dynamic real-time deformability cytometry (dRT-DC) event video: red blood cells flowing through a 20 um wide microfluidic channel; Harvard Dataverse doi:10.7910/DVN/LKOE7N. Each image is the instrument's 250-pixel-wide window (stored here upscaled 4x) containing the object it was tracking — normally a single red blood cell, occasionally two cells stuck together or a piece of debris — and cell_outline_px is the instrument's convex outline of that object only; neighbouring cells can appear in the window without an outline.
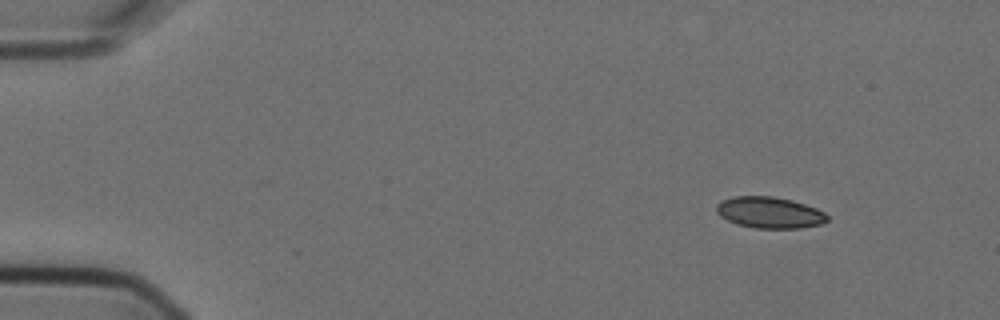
{"species": "Egyptian fruit bat (a non-hibernating species)", "species_latin": "Rousettus aegyptiacus", "temperature_condition": "cold", "stored_images_in_passage": 4, "camera_frame_rate_fps": 3000, "um_per_image_px": 0.085, "animal": {"sex": "female"}, "frame": {"image": 1, "passage_image": 1, "time_ms": 0.0, "image_size_px": [1000, 320], "cell_outline_px": [[828, 220], [824, 224], [800, 228], [756, 228], [736, 224], [720, 216], [716, 212], [716, 204], [720, 200], [732, 196], [772, 196], [792, 200], [816, 208], [824, 212], [828, 216]], "centroid_in_image_um": [65.4, 18.06], "position_along_channel_um": 19.6, "area_um2": 20.4}}
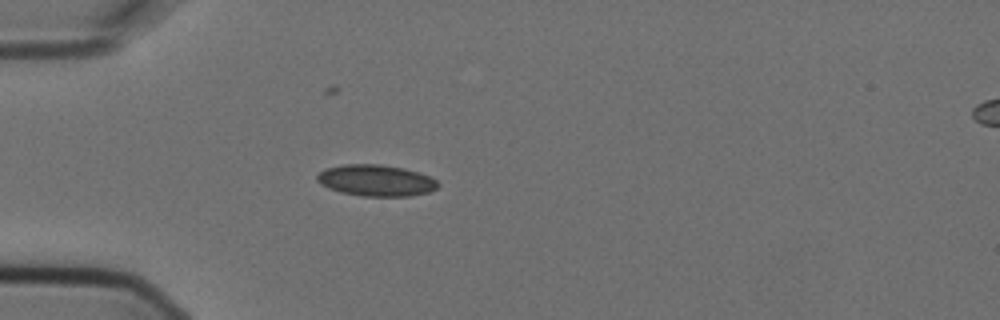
{"frame": {"image": 2, "passage_image": 3, "time_ms": 0.667, "image_size_px": [1000, 320], "cell_outline_px": [[440, 184], [436, 188], [428, 192], [408, 196], [360, 196], [340, 192], [328, 188], [320, 184], [316, 180], [316, 176], [324, 168], [344, 164], [380, 164], [404, 168], [428, 176], [436, 180]], "centroid_in_image_um": [31.91, 15.33], "position_along_channel_um": 53.1, "area_um2": 22.14}}